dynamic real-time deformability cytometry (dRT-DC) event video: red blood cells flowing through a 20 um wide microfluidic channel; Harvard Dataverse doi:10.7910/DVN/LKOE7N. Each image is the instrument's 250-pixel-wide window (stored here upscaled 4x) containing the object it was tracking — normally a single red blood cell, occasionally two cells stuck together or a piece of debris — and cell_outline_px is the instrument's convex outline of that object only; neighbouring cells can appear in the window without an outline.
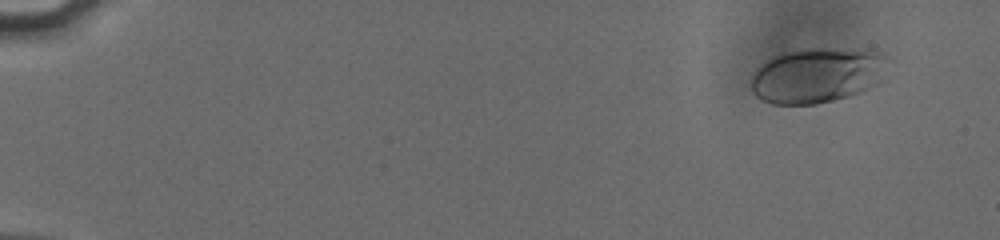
{"species": "human", "species_latin": "Homo sapiens", "temperature_condition": "cold", "stored_images_in_passage": 52, "camera_frame_rate_fps": 3000, "um_per_image_px": 0.085, "donor": {"sex": "male"}, "frame": {"image": 1, "passage_image": 1, "time_ms": 0.0, "image_size_px": [1000, 240], "cell_outline_px": [[888, 56], [864, 88], [860, 92], [848, 96], [816, 104], [772, 104], [756, 96], [752, 92], [748, 84], [748, 80], [756, 68], [760, 64], [784, 52], [808, 48], [864, 48]], "centroid_in_image_um": [69.25, 6.38], "position_along_channel_um": 15.8, "area_um2": 42.89}}
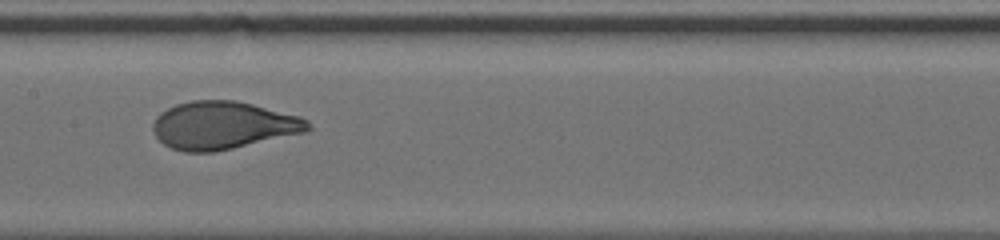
{"frame": {"image": 2, "passage_image": 27, "time_ms": 8.667, "image_size_px": [1000, 240], "cell_outline_px": [[312, 128], [304, 132], [232, 148], [212, 152], [184, 152], [172, 148], [164, 144], [156, 136], [152, 128], [152, 124], [156, 116], [160, 112], [176, 104], [192, 100], [236, 100], [300, 116], [308, 120]], "centroid_in_image_um": [18.93, 10.64], "position_along_channel_um": 188.5, "area_um2": 42.95}}
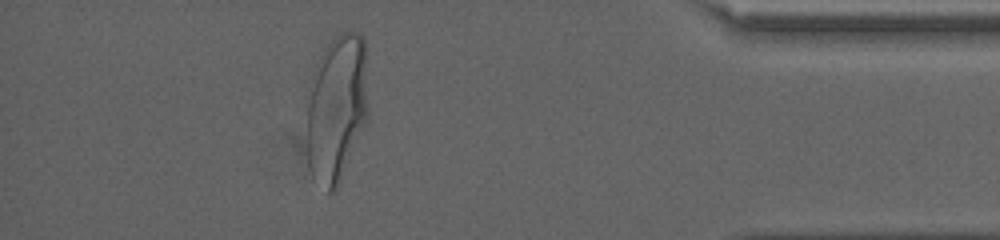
{"frame": {"image": 3, "passage_image": 47, "time_ms": 15.333, "image_size_px": [1000, 240], "cell_outline_px": [[368, 116], [340, 184], [332, 192], [328, 192], [308, 164], [304, 100], [312, 72], [320, 56], [328, 44], [340, 32], [356, 32], [364, 40], [368, 108]], "centroid_in_image_um": [28.57, 9.16], "position_along_channel_um": 406.6, "area_um2": 53.52}, "authors_computed_cell_mechanics": {"area_um2": 42.8298, "velocity_mm_per_s": 3.8077, "shape_relaxation_time_tau1_ms": 3.9504, "shape_relaxation_time_tau2_ms": null, "deformation_change_tau1": 0.1862, "deformation_change_tau2": null}}